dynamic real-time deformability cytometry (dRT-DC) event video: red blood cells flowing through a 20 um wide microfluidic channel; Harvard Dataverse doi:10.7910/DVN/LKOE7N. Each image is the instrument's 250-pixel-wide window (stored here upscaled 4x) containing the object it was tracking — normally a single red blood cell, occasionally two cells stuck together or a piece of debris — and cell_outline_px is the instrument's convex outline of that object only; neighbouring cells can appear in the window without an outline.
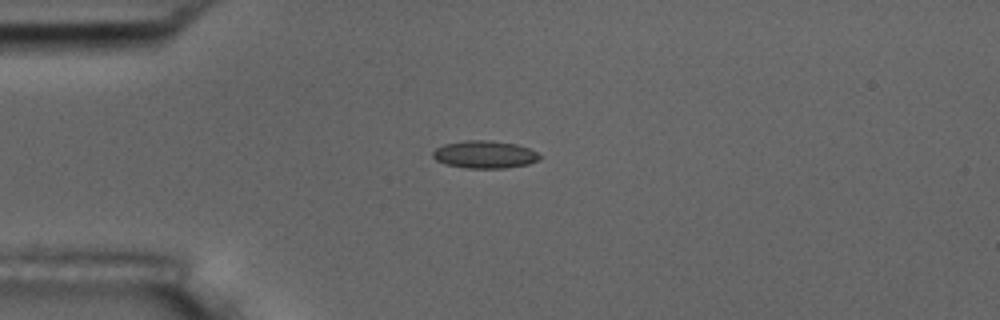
{"species": "common noctule bat (a hibernating species)", "species_latin": "Nyctalus noctula", "temperature_condition": "room temperature", "stored_images_in_passage": 5, "camera_frame_rate_fps": 3000, "um_per_image_px": 0.085, "animal": {"sex": "male", "body_mass_g": 17.5, "forearm_length_mm": 52.3}, "frame": {"image": 1, "passage_image": 3, "time_ms": 2.333, "image_size_px": [1000, 320], "cell_outline_px": [[540, 160], [528, 164], [504, 168], [468, 168], [444, 164], [436, 160], [432, 156], [432, 152], [436, 148], [444, 144], [464, 140], [492, 140], [516, 144], [528, 148], [536, 152], [540, 156]], "centroid_in_image_um": [41.18, 13.13], "position_along_channel_um": 43.8, "area_um2": 17.22}}